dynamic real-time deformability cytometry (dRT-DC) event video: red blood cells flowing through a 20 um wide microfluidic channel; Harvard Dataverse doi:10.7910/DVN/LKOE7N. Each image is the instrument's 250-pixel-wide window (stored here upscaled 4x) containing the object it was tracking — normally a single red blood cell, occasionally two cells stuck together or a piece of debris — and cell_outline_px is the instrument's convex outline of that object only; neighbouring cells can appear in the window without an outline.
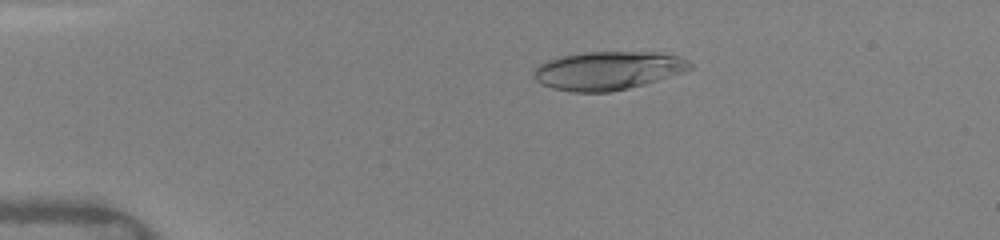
{"species": "human", "species_latin": "Homo sapiens", "temperature_condition": "warm", "stored_images_in_passage": 66, "camera_frame_rate_fps": 3000, "um_per_image_px": 0.085, "donor": {"sex": "female"}, "frame": {"image": 1, "passage_image": 18, "time_ms": 3.0, "image_size_px": [1000, 240], "cell_outline_px": [[692, 68], [644, 84], [628, 88], [608, 92], [572, 92], [552, 88], [540, 84], [532, 76], [532, 72], [540, 64], [548, 60], [560, 56], [584, 52], [660, 52], [680, 56], [688, 60], [692, 64]], "centroid_in_image_um": [51.63, 5.99], "position_along_channel_um": 33.4, "area_um2": 34.91}}
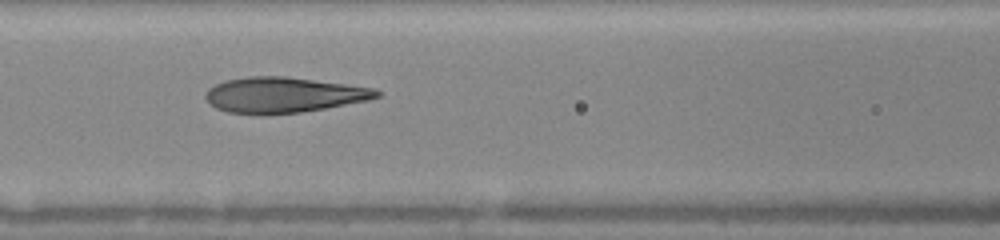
{"frame": {"image": 2, "passage_image": 41, "time_ms": 7.0, "image_size_px": [1000, 240], "cell_outline_px": [[380, 96], [368, 100], [324, 108], [300, 112], [260, 116], [228, 112], [216, 108], [204, 96], [208, 88], [216, 84], [228, 80], [248, 76], [284, 76], [376, 88], [380, 92]], "centroid_in_image_um": [24.08, 8.08], "position_along_channel_um": 142.5, "area_um2": 35.43}}
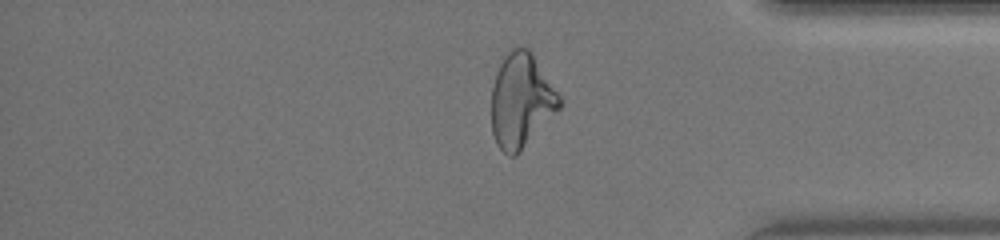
{"frame": {"image": 3, "passage_image": 57, "time_ms": 13.333, "image_size_px": [1000, 240], "cell_outline_px": [[560, 108], [520, 152], [516, 156], [508, 156], [496, 144], [492, 132], [492, 88], [500, 64], [508, 48], [516, 44], [528, 48], [532, 52], [560, 96]], "centroid_in_image_um": [44.29, 8.52], "position_along_channel_um": 390.9, "area_um2": 37.34}, "authors_computed_cell_mechanics": {"area_um2": 35.9516, "velocity_mm_per_s": 4.1592, "shape_relaxation_time_tau1_ms": 5.8794, "shape_relaxation_time_tau2_ms": 0.9557, "deformation_change_tau1": 0.2332, "deformation_change_tau2": 0.0912}}